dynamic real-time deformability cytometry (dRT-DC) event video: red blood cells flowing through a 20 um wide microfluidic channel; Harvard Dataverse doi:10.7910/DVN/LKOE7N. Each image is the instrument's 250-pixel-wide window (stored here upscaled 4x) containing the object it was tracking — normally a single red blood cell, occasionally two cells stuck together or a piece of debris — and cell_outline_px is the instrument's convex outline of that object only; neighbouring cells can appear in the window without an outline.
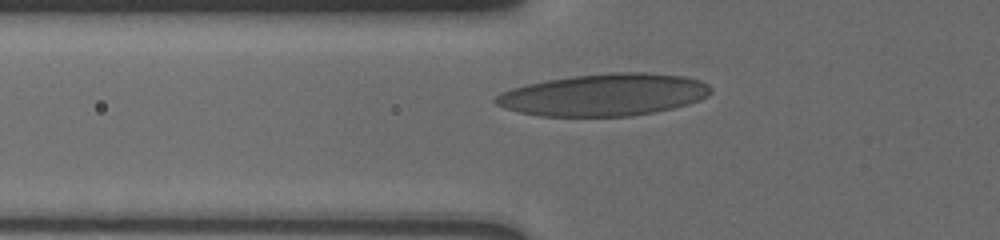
{"species": "human", "species_latin": "Homo sapiens", "temperature_condition": "cold", "stored_images_in_passage": 34, "camera_frame_rate_fps": 3000, "um_per_image_px": 0.085, "donor": {"sex": "male"}, "frame": {"image": 1, "passage_image": 2, "time_ms": 0.333, "image_size_px": [1000, 240], "cell_outline_px": [[712, 92], [700, 100], [688, 104], [672, 108], [632, 116], [540, 116], [520, 112], [504, 108], [496, 104], [492, 100], [500, 92], [512, 88], [528, 84], [548, 80], [572, 76], [608, 72], [644, 72], [684, 76], [700, 80], [708, 84], [712, 88]], "centroid_in_image_um": [51.35, 8.05], "position_along_channel_um": 74.5, "area_um2": 52.89}}
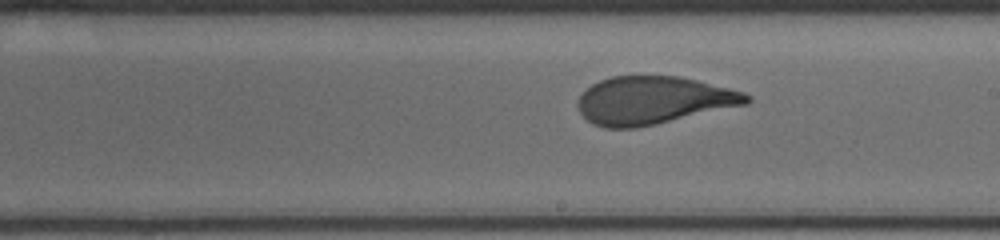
{"frame": {"image": 2, "passage_image": 20, "time_ms": 4.667, "image_size_px": [1000, 240], "cell_outline_px": [[752, 100], [748, 104], [656, 124], [636, 128], [604, 128], [592, 124], [580, 112], [576, 104], [580, 96], [592, 84], [600, 80], [612, 76], [676, 76], [696, 80], [744, 92], [752, 96]], "centroid_in_image_um": [55.53, 8.54], "position_along_channel_um": 233.5, "area_um2": 46.93}}
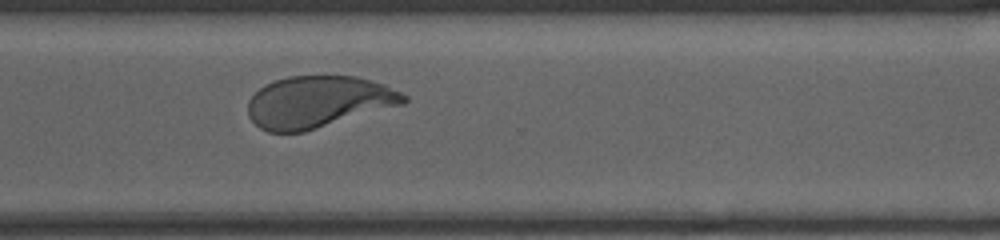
{"frame": {"image": 3, "passage_image": 33, "time_ms": 7.667, "image_size_px": [1000, 240], "cell_outline_px": [[408, 100], [404, 104], [304, 132], [268, 132], [260, 128], [248, 116], [248, 100], [264, 84], [288, 76], [356, 76], [384, 84], [408, 96]], "centroid_in_image_um": [27.05, 8.66], "position_along_channel_um": 343.6, "area_um2": 46.99}}